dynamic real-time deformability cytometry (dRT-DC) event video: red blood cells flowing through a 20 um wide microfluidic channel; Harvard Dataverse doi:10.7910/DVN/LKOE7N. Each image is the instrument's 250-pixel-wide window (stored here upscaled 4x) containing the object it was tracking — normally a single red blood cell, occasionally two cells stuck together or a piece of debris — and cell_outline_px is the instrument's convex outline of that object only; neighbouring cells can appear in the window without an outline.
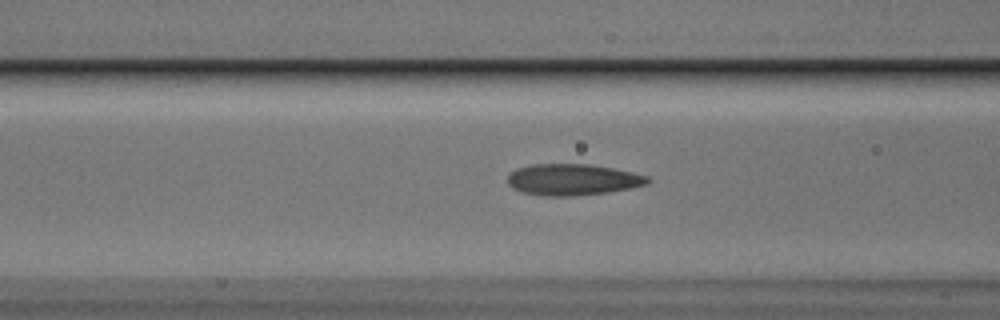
{"species": "Egyptian fruit bat (a non-hibernating species)", "species_latin": "Rousettus aegyptiacus", "temperature_condition": "cold", "stored_images_in_passage": 15, "camera_frame_rate_fps": 3000, "um_per_image_px": 0.085, "animal": {"sex": "male"}, "frame": {"image": 1, "passage_image": 9, "time_ms": 2.667, "image_size_px": [1000, 320], "cell_outline_px": [[652, 180], [648, 184], [632, 188], [608, 192], [572, 196], [540, 196], [520, 192], [512, 188], [508, 184], [508, 176], [516, 168], [532, 164], [588, 164], [612, 168], [632, 172], [648, 176]], "centroid_in_image_um": [48.67, 15.27], "position_along_channel_um": 117.9, "area_um2": 25.78}}
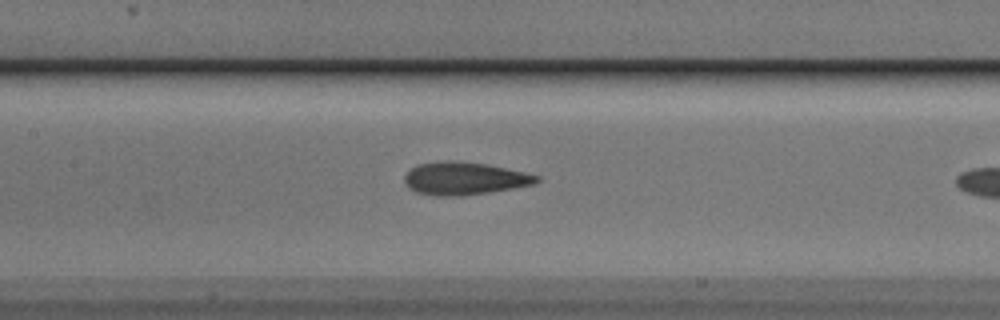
{"frame": {"image": 2, "passage_image": 13, "time_ms": 4.0, "image_size_px": [1000, 320], "cell_outline_px": [[540, 180], [536, 184], [464, 196], [432, 196], [416, 192], [408, 188], [404, 180], [404, 176], [416, 164], [444, 160], [452, 160], [484, 164], [524, 172], [540, 176]], "centroid_in_image_um": [39.44, 15.17], "position_along_channel_um": 168.0, "area_um2": 25.26}}